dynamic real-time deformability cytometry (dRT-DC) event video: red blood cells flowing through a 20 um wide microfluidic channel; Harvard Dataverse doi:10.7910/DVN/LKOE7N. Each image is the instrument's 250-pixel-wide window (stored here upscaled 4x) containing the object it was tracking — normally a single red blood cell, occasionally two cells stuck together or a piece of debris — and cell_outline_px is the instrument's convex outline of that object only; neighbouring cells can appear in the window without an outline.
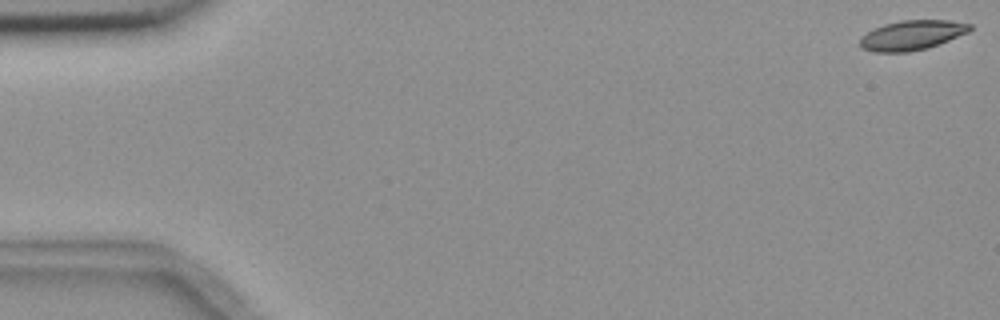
{"species": "common noctule bat (a hibernating species)", "species_latin": "Nyctalus noctula", "temperature_condition": "room temperature", "stored_images_in_passage": 4, "camera_frame_rate_fps": 3000, "um_per_image_px": 0.085, "animal": {"sex": "female", "body_mass_g": 18.4}, "frame": {"image": 1, "passage_image": 4, "time_ms": 5.333, "image_size_px": [1000, 320], "cell_outline_px": [[972, 28], [968, 32], [928, 48], [908, 52], [872, 52], [860, 48], [860, 36], [872, 28], [884, 24], [900, 20], [948, 20], [972, 24]], "centroid_in_image_um": [77.46, 2.99], "position_along_channel_um": 7.5, "area_um2": 19.19}}